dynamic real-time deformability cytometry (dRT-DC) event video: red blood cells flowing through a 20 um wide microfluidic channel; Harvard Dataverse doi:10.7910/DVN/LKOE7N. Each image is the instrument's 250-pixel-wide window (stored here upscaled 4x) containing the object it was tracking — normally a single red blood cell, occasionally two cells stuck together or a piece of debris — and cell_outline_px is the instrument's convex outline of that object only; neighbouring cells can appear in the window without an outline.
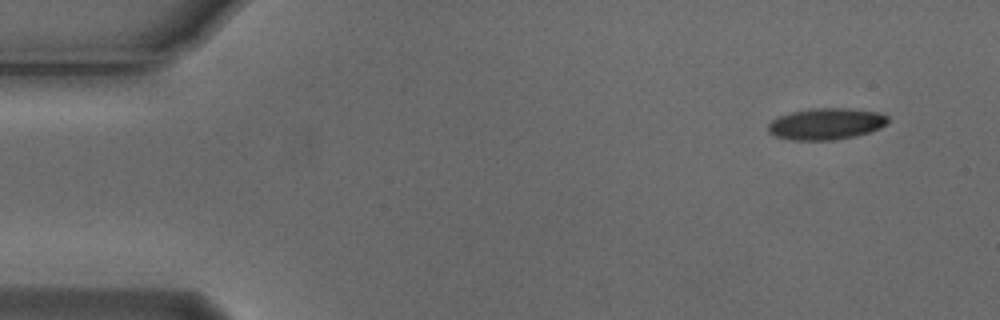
{"species": "Egyptian fruit bat (a non-hibernating species)", "species_latin": "Rousettus aegyptiacus", "temperature_condition": "cold", "stored_images_in_passage": 7, "camera_frame_rate_fps": 3000, "um_per_image_px": 0.085, "animal": {"sex": "male"}, "frame": {"image": 1, "passage_image": 1, "time_ms": 0.0, "image_size_px": [1000, 320], "cell_outline_px": [[888, 124], [880, 128], [856, 136], [832, 140], [792, 140], [776, 136], [768, 132], [768, 124], [772, 120], [780, 116], [792, 112], [812, 108], [848, 108], [880, 112], [888, 116]], "centroid_in_image_um": [70.25, 10.52], "position_along_channel_um": 14.8, "area_um2": 22.02}}
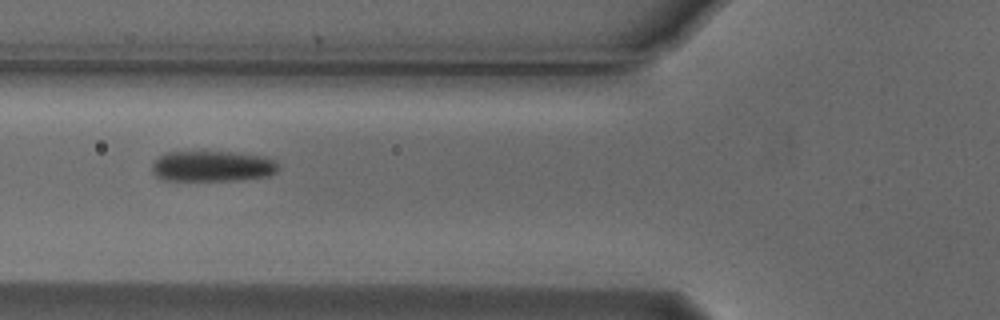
{"frame": {"image": 2, "passage_image": 5, "time_ms": 1.333, "image_size_px": [1000, 320], "cell_outline_px": [[280, 168], [276, 172], [268, 176], [236, 180], [164, 180], [156, 176], [152, 172], [152, 164], [164, 152], [236, 152], [264, 156], [280, 164]], "centroid_in_image_um": [18.07, 14.12], "position_along_channel_um": 107.7, "area_um2": 22.66}}
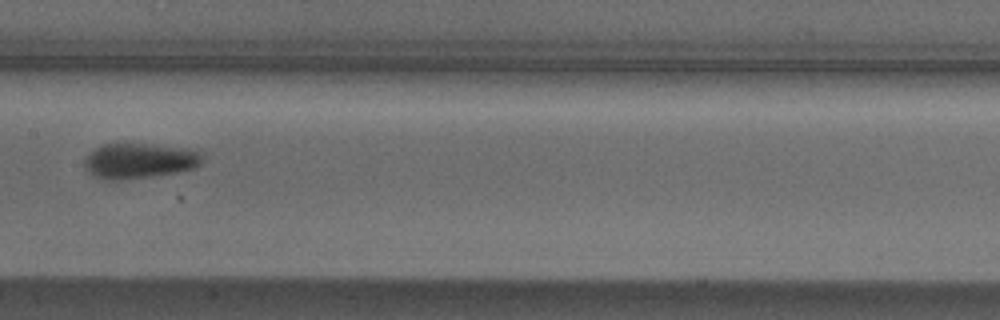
{"frame": {"image": 3, "passage_image": 7, "time_ms": 2.0, "image_size_px": [1000, 320], "cell_outline_px": [[204, 160], [196, 168], [180, 172], [152, 176], [120, 180], [112, 180], [96, 176], [88, 172], [84, 168], [84, 160], [96, 148], [104, 144], [144, 144], [180, 148], [200, 152]], "centroid_in_image_um": [11.86, 13.68], "position_along_channel_um": 195.5, "area_um2": 23.87}}